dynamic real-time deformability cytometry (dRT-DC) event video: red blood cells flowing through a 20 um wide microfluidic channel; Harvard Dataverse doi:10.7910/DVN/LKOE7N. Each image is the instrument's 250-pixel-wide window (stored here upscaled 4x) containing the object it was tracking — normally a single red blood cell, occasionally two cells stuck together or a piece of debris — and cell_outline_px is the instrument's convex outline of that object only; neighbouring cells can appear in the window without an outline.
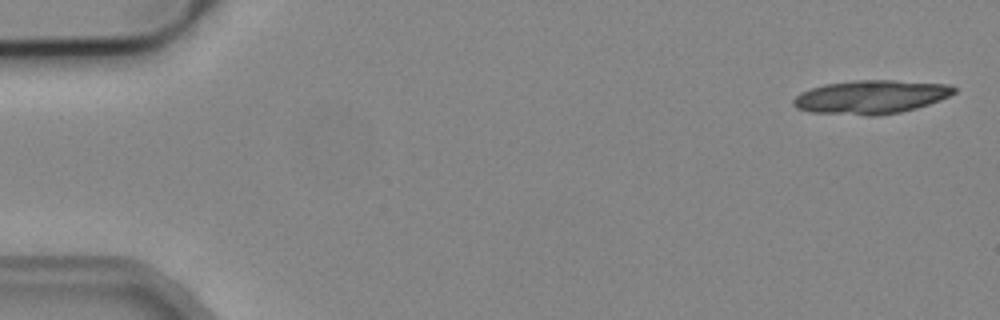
{"species": "common noctule bat (a hibernating species)", "species_latin": "Nyctalus noctula", "temperature_condition": "cold", "stored_images_in_passage": 6, "camera_frame_rate_fps": 3000, "um_per_image_px": 0.085, "animal": {"sex": "male", "body_mass_g": 19.2, "forearm_length_mm": 51.8}, "frame": {"image": 1, "passage_image": 1, "time_ms": 0.0, "image_size_px": [1000, 320], "cell_outline_px": [[956, 92], [940, 100], [916, 108], [900, 112], [876, 116], [868, 116], [812, 112], [796, 108], [792, 104], [792, 100], [800, 92], [824, 84], [852, 80], [896, 80], [952, 84], [956, 88]], "centroid_in_image_um": [74.04, 8.23], "position_along_channel_um": 11.0, "area_um2": 31.73}}
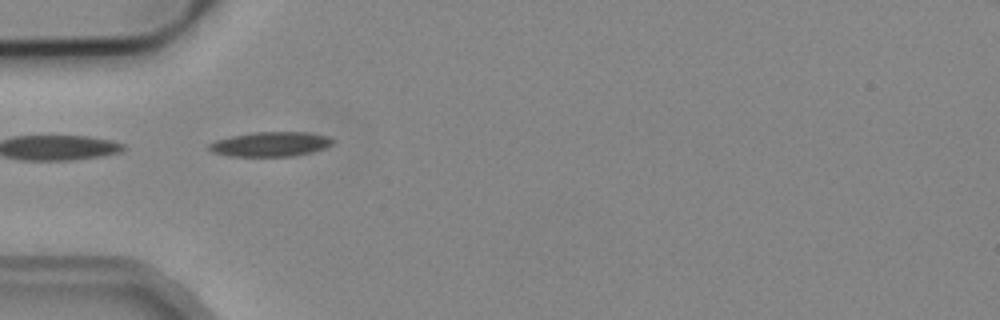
{"frame": {"image": 2, "passage_image": 5, "time_ms": 1.333, "image_size_px": [1000, 320], "cell_outline_px": [[336, 140], [332, 144], [324, 148], [312, 152], [292, 156], [228, 156], [212, 152], [208, 148], [208, 144], [216, 140], [232, 136], [252, 132], [308, 132], [328, 136]], "centroid_in_image_um": [23.0, 12.25], "position_along_channel_um": 62.0, "area_um2": 17.8}}